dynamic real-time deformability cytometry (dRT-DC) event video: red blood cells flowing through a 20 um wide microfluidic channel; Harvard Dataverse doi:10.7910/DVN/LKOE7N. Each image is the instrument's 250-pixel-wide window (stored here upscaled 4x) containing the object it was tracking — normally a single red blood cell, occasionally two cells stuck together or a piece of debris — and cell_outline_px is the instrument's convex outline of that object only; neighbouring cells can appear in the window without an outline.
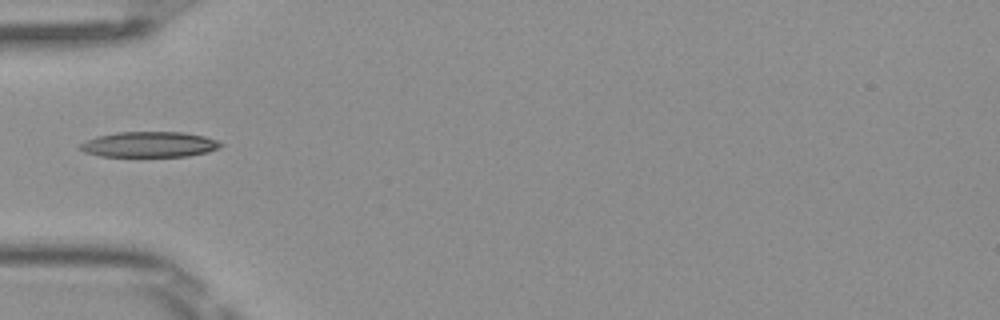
{"species": "Egyptian fruit bat (a non-hibernating species)", "species_latin": "Rousettus aegyptiacus", "temperature_condition": "room temperature", "stored_images_in_passage": 34, "camera_frame_rate_fps": 3000, "um_per_image_px": 0.085, "frame": {"image": 1, "passage_image": 1, "time_ms": 0.0, "image_size_px": [1000, 320], "cell_outline_px": [[224, 144], [220, 148], [208, 152], [188, 156], [100, 156], [84, 152], [80, 148], [80, 144], [96, 136], [116, 132], [184, 132], [204, 136], [216, 140]], "centroid_in_image_um": [12.72, 12.27], "position_along_channel_um": 72.3, "area_um2": 20.87}}
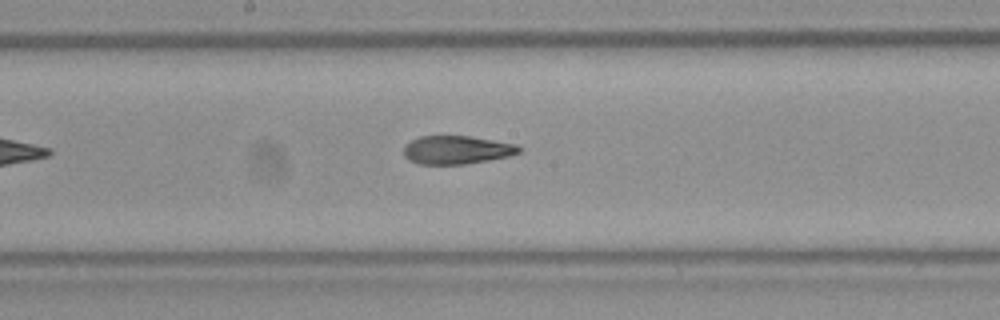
{"frame": {"image": 2, "passage_image": 11, "time_ms": 3.333, "image_size_px": [1000, 320], "cell_outline_px": [[520, 152], [508, 156], [488, 160], [464, 164], [416, 164], [408, 160], [404, 156], [404, 144], [420, 136], [468, 136], [516, 144], [520, 148]], "centroid_in_image_um": [38.76, 12.74], "position_along_channel_um": 209.4, "area_um2": 18.96}}
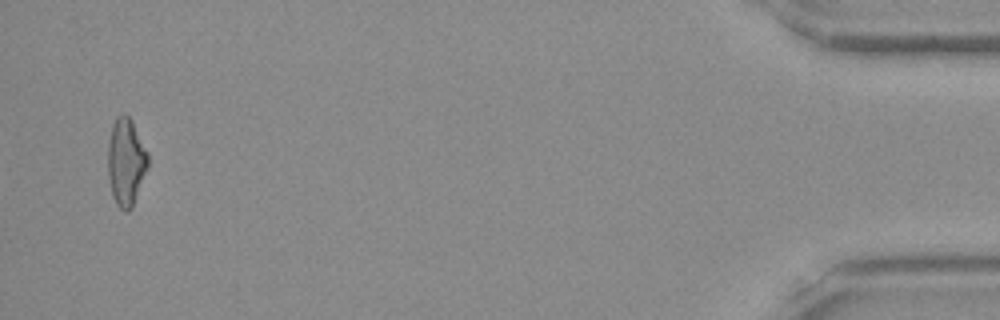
{"frame": {"image": 3, "passage_image": 33, "time_ms": 10.667, "image_size_px": [1000, 320], "cell_outline_px": [[148, 168], [132, 208], [128, 212], [124, 212], [116, 204], [112, 196], [108, 176], [108, 144], [112, 124], [116, 116], [124, 112], [132, 120], [148, 152]], "centroid_in_image_um": [10.71, 13.76], "position_along_channel_um": 424.5, "area_um2": 20.75}, "authors_computed_cell_mechanics": {"area_um2": 19.8543, "velocity_mm_per_s": 4.0788, "shape_relaxation_time_tau1_ms": null, "shape_relaxation_time_tau2_ms": 2.1993, "deformation_change_tau1": null, "deformation_change_tau2": 0.0971}}